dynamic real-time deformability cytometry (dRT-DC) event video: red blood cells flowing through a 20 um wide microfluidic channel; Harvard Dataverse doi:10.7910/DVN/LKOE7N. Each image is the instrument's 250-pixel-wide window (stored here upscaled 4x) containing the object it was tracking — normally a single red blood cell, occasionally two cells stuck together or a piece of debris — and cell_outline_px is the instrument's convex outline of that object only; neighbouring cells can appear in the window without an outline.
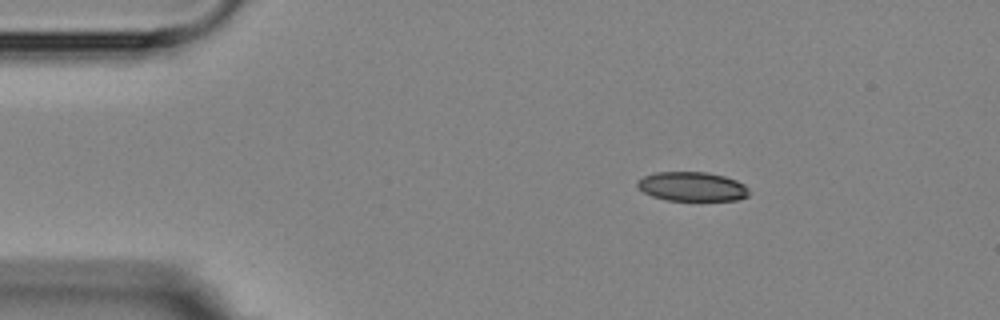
{"species": "Egyptian fruit bat (a non-hibernating species)", "species_latin": "Rousettus aegyptiacus", "temperature_condition": "room temperature", "stored_images_in_passage": 3, "camera_frame_rate_fps": 3000, "um_per_image_px": 0.085, "animal": {"sex": "female"}, "frame": {"image": 1, "passage_image": 1, "time_ms": 0.0, "image_size_px": [1000, 320], "cell_outline_px": [[748, 196], [736, 200], [668, 200], [652, 196], [644, 192], [636, 184], [636, 180], [644, 176], [656, 172], [704, 172], [724, 176], [736, 180], [744, 184], [748, 188]], "centroid_in_image_um": [58.82, 15.85], "position_along_channel_um": 26.2, "area_um2": 18.9}}